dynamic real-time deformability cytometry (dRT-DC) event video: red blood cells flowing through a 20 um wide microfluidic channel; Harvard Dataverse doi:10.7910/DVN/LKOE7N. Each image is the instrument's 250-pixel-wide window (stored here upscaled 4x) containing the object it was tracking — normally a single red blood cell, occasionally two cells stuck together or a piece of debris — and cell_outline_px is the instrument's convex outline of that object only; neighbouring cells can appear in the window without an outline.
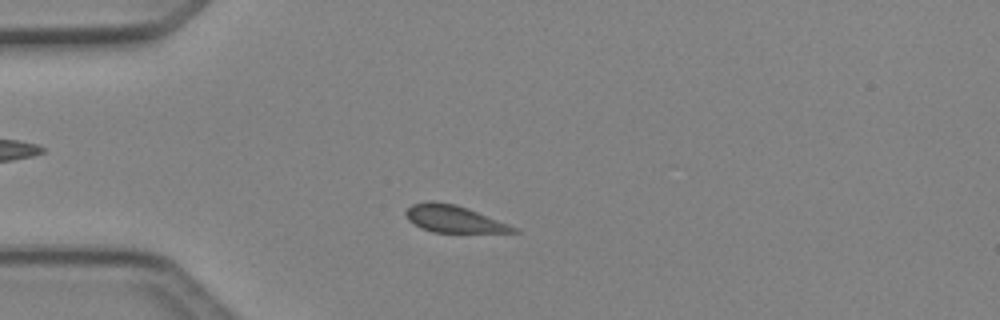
{"species": "Egyptian fruit bat (a non-hibernating species)", "species_latin": "Rousettus aegyptiacus", "temperature_condition": "cold", "stored_images_in_passage": 38, "camera_frame_rate_fps": 3000, "um_per_image_px": 0.085, "animal": {"sex": "female"}, "frame": {"image": 1, "passage_image": 8, "time_ms": 2.333, "image_size_px": [1000, 320], "cell_outline_px": [[520, 232], [432, 232], [420, 228], [408, 220], [404, 212], [412, 204], [432, 200], [456, 204], [468, 208], [508, 224], [516, 228]], "centroid_in_image_um": [38.51, 18.59], "position_along_channel_um": 46.5, "area_um2": 16.88}}
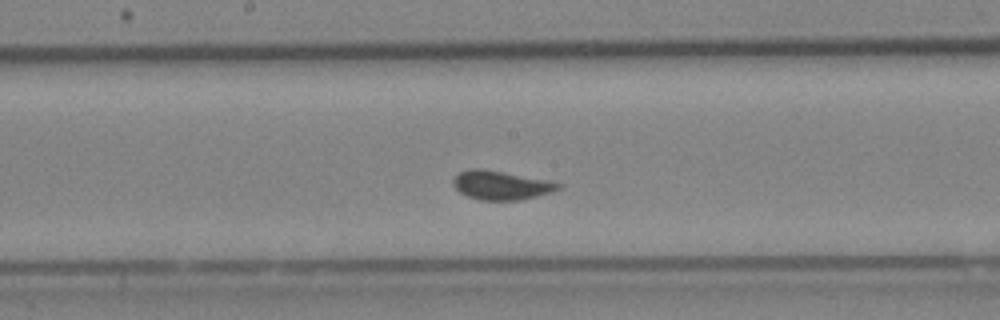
{"frame": {"image": 2, "passage_image": 21, "time_ms": 6.667, "image_size_px": [1000, 320], "cell_outline_px": [[564, 184], [560, 188], [552, 192], [520, 200], [480, 200], [468, 196], [460, 192], [452, 184], [452, 180], [460, 172], [468, 168], [480, 168], [552, 180]], "centroid_in_image_um": [42.63, 15.73], "position_along_channel_um": 205.6, "area_um2": 17.86}}
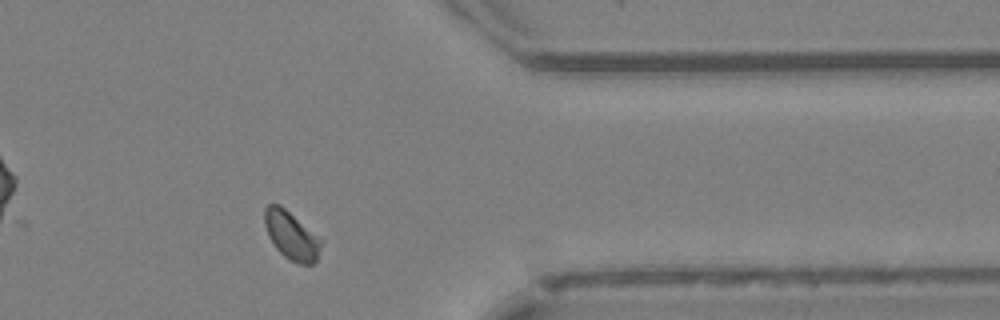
{"frame": {"image": 3, "passage_image": 35, "time_ms": 11.333, "image_size_px": [1000, 320], "cell_outline_px": [[324, 240], [316, 260], [312, 264], [296, 264], [288, 260], [276, 248], [268, 236], [264, 224], [264, 208], [268, 204], [280, 204]], "centroid_in_image_um": [24.77, 20.02], "position_along_channel_um": 386.6, "area_um2": 16.13}}